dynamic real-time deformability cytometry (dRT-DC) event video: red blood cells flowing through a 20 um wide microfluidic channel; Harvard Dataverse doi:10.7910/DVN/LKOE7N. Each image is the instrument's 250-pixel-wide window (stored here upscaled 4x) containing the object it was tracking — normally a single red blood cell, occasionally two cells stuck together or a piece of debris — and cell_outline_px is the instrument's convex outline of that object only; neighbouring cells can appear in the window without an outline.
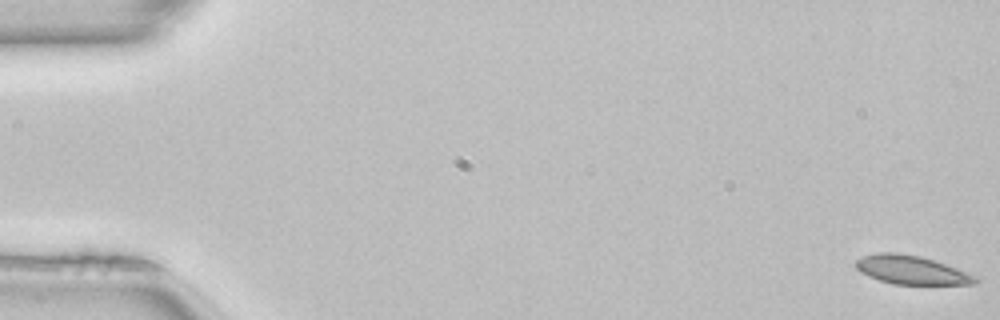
{"species": "common noctule bat (a hibernating species)", "species_latin": "Nyctalus noctula", "temperature_condition": "room temperature", "stored_images_in_passage": 51, "camera_frame_rate_fps": 3000, "um_per_image_px": 0.085, "animal": {"sex": "female", "body_mass_g": 22.7, "forearm_length_mm": 54.2}, "frame": {"image": 1, "passage_image": 1, "time_ms": 0.0, "image_size_px": [1000, 320], "cell_outline_px": [[980, 280], [972, 284], [892, 284], [868, 276], [860, 272], [856, 268], [856, 260], [860, 256], [876, 252], [896, 252], [920, 256], [956, 268], [976, 276]], "centroid_in_image_um": [77.41, 22.93], "position_along_channel_um": 7.6, "area_um2": 19.88}}
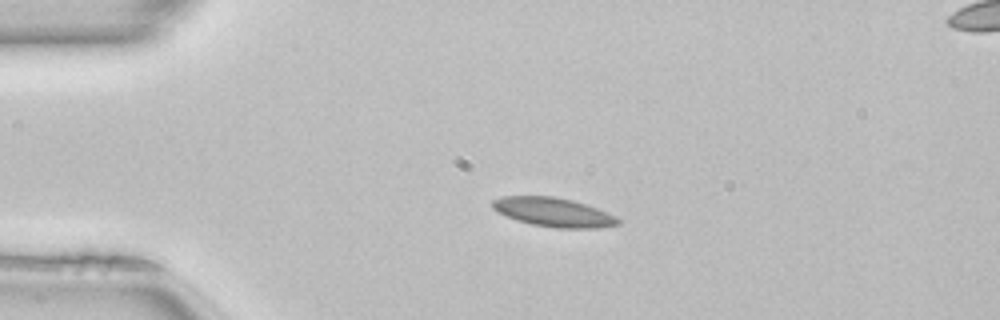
{"frame": {"image": 2, "passage_image": 12, "time_ms": 3.667, "image_size_px": [1000, 320], "cell_outline_px": [[620, 224], [600, 228], [556, 228], [532, 224], [516, 220], [492, 208], [492, 200], [504, 196], [552, 196], [572, 200], [596, 208], [620, 220]], "centroid_in_image_um": [47.02, 18.04], "position_along_channel_um": 38.0, "area_um2": 20.87}}
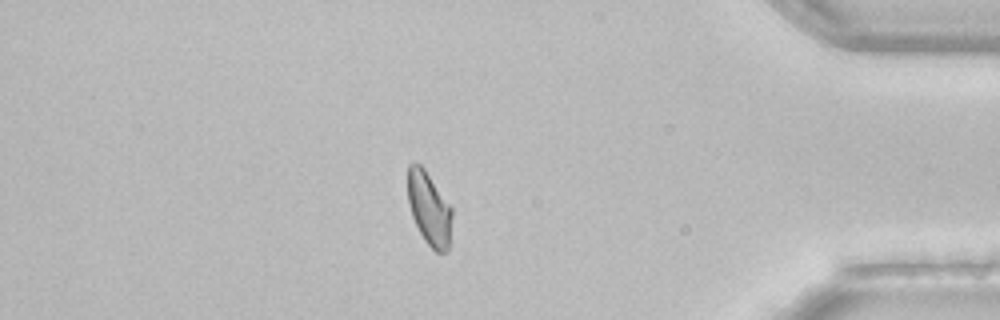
{"frame": {"image": 3, "passage_image": 44, "time_ms": 14.333, "image_size_px": [1000, 320], "cell_outline_px": [[452, 216], [448, 252], [436, 252], [424, 240], [412, 216], [408, 204], [408, 164], [416, 160], [424, 168], [452, 208]], "centroid_in_image_um": [36.47, 17.71], "position_along_channel_um": 398.7, "area_um2": 18.9}, "authors_computed_cell_mechanics": {"area_um2": 20.23, "velocity_mm_per_s": 4.0438, "shape_relaxation_time_tau1_ms": 4.4786, "shape_relaxation_time_tau2_ms": 1.4004, "deformation_change_tau1": 0.1055, "deformation_change_tau2": 0.0467}}